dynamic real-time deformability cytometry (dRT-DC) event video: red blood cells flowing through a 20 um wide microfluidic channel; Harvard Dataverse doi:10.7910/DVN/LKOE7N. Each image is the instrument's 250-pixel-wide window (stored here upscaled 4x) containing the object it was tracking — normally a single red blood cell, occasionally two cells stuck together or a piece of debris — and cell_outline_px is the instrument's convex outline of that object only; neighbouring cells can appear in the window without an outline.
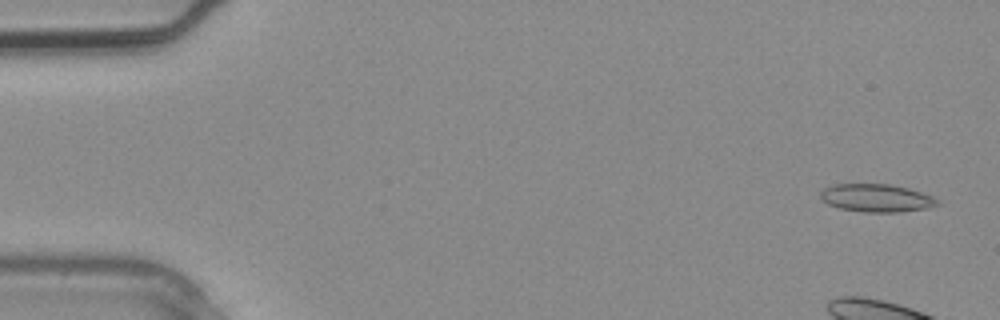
{"species": "common noctule bat (a hibernating species)", "species_latin": "Nyctalus noctula", "temperature_condition": "warm", "stored_images_in_passage": 2, "segment_of_instrument_passage": [2, 2], "camera_frame_rate_fps": 3000, "um_per_image_px": 0.085, "animal": {"sex": "male", "body_mass_g": 20.4}, "frame": {"image": 1, "passage_image": 2, "time_ms": 0.333, "image_size_px": [1000, 320], "cell_outline_px": [[940, 204], [924, 208], [900, 212], [864, 212], [840, 208], [828, 204], [820, 196], [820, 192], [824, 188], [836, 184], [888, 184], [908, 188], [932, 196], [940, 200]], "centroid_in_image_um": [74.5, 16.83], "position_along_channel_um": 10.5, "area_um2": 18.84}}